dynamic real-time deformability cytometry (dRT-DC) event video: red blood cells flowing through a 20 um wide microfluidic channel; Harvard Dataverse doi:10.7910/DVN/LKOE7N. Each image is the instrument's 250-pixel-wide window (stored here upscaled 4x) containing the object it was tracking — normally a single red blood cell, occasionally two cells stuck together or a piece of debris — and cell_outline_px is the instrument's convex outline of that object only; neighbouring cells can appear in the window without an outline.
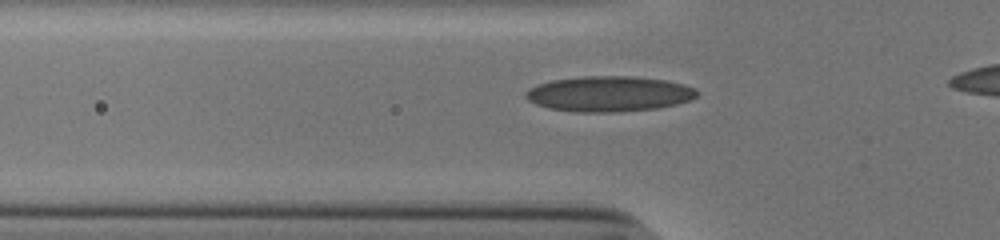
{"species": "human", "species_latin": "Homo sapiens", "temperature_condition": "cold", "stored_images_in_passage": 37, "camera_frame_rate_fps": 3000, "um_per_image_px": 0.085, "donor": {"sex": "male"}, "frame": {"image": 1, "passage_image": 9, "time_ms": 2.667, "image_size_px": [1000, 240], "cell_outline_px": [[700, 92], [692, 100], [676, 104], [656, 108], [620, 112], [576, 112], [548, 108], [536, 104], [528, 100], [524, 96], [524, 92], [528, 88], [536, 84], [552, 80], [584, 76], [628, 76], [664, 80], [684, 84], [696, 88]], "centroid_in_image_um": [51.75, 7.98], "position_along_channel_um": 74.0, "area_um2": 35.6}}
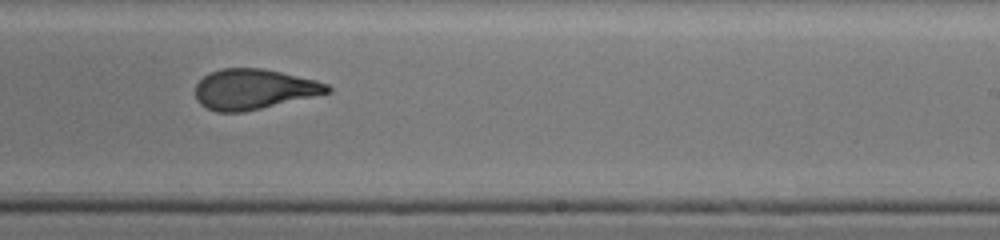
{"frame": {"image": 2, "passage_image": 24, "time_ms": 7.667, "image_size_px": [1000, 240], "cell_outline_px": [[332, 92], [244, 112], [216, 112], [200, 104], [196, 100], [196, 84], [204, 76], [220, 68], [264, 68], [316, 80], [328, 84], [332, 88]], "centroid_in_image_um": [21.58, 7.58], "position_along_channel_um": 267.4, "area_um2": 30.98}}
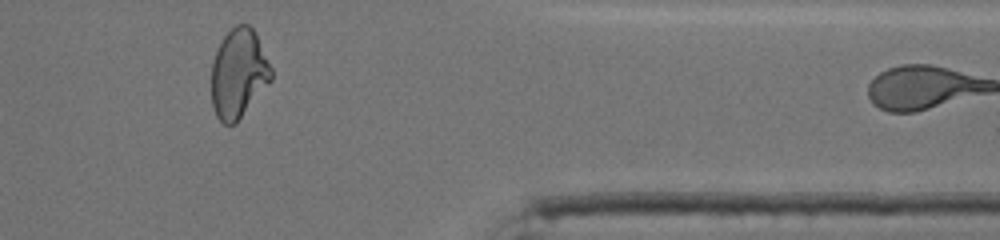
{"frame": {"image": 3, "passage_image": 35, "time_ms": 11.333, "image_size_px": [1000, 240], "cell_outline_px": [[272, 80], [236, 124], [224, 124], [216, 116], [212, 104], [212, 60], [224, 36], [236, 24], [248, 24], [256, 32], [272, 68]], "centroid_in_image_um": [20.29, 6.25], "position_along_channel_um": 391.1, "area_um2": 31.15}}